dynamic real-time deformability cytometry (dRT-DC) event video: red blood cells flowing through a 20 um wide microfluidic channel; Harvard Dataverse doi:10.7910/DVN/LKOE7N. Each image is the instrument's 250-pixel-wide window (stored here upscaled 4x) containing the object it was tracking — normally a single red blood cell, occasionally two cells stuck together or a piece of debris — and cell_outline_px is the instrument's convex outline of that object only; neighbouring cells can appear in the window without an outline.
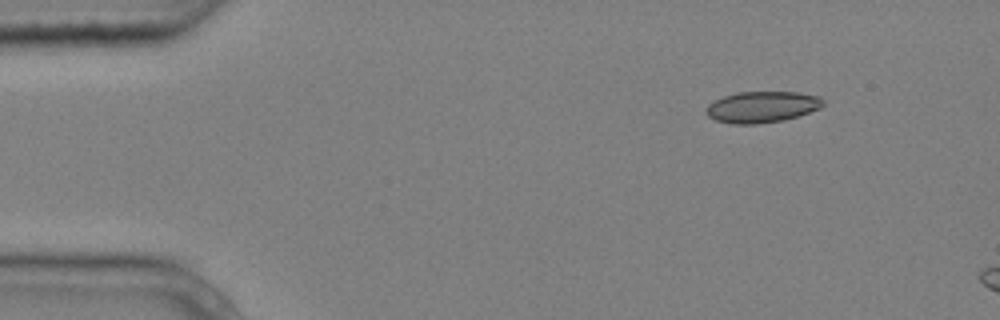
{"species": "common noctule bat (a hibernating species)", "species_latin": "Nyctalus noctula", "temperature_condition": "cold", "stored_images_in_passage": 3, "camera_frame_rate_fps": 3000, "um_per_image_px": 0.085, "animal": {"sex": "male", "body_mass_g": 20.4}, "frame": {"image": 1, "passage_image": 1, "time_ms": 0.0, "image_size_px": [1000, 320], "cell_outline_px": [[824, 104], [820, 108], [784, 120], [756, 124], [732, 124], [716, 120], [708, 116], [704, 112], [708, 104], [724, 96], [736, 92], [800, 92], [820, 96], [824, 100]], "centroid_in_image_um": [64.77, 9.08], "position_along_channel_um": 20.2, "area_um2": 21.33}}